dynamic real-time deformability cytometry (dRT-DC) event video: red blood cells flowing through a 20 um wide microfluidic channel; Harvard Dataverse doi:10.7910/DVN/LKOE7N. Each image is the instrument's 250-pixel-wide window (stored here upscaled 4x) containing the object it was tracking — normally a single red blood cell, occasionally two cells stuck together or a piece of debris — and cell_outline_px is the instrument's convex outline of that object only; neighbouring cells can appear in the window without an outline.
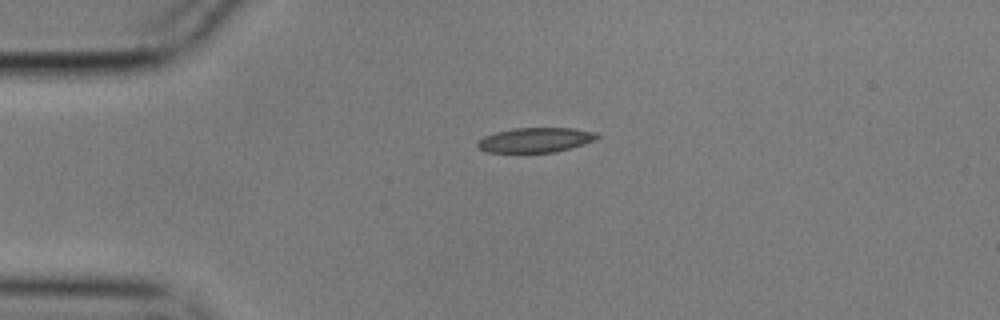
{"species": "common noctule bat (a hibernating species)", "species_latin": "Nyctalus noctula", "temperature_condition": "cold", "stored_images_in_passage": 45, "camera_frame_rate_fps": 3000, "um_per_image_px": 0.085, "animal": {"sex": "male", "body_mass_g": 17.9}, "frame": {"image": 1, "passage_image": 1, "time_ms": 0.0, "image_size_px": [1000, 320], "cell_outline_px": [[600, 136], [596, 140], [584, 144], [556, 152], [488, 152], [480, 148], [476, 144], [476, 140], [484, 136], [496, 132], [512, 128], [572, 128], [596, 132]], "centroid_in_image_um": [45.52, 11.89], "position_along_channel_um": 39.5, "area_um2": 17.28}}
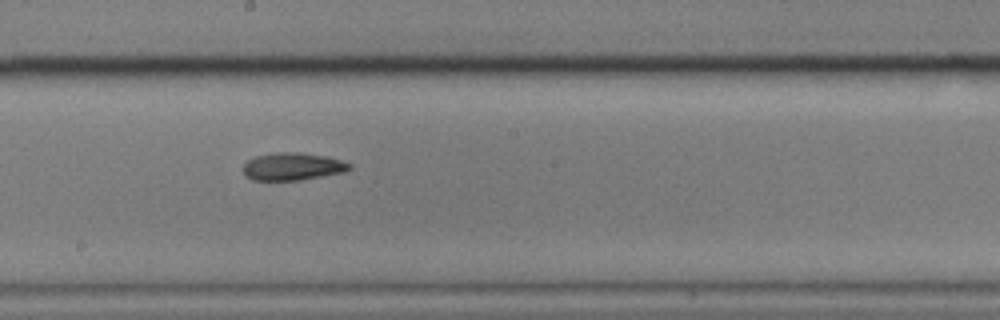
{"frame": {"image": 2, "passage_image": 19, "time_ms": 6.0, "image_size_px": [1000, 320], "cell_outline_px": [[352, 168], [344, 172], [300, 180], [252, 180], [244, 176], [244, 164], [248, 160], [256, 156], [276, 152], [296, 152], [328, 156], [352, 164]], "centroid_in_image_um": [24.88, 14.15], "position_along_channel_um": 223.3, "area_um2": 17.11}}
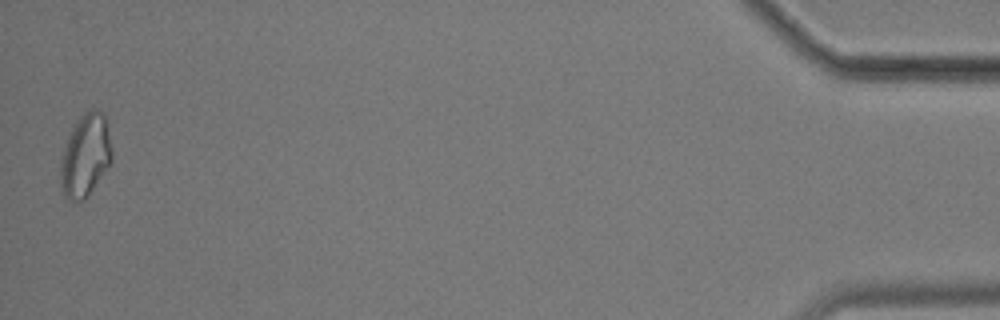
{"frame": {"image": 3, "passage_image": 44, "time_ms": 14.333, "image_size_px": [1000, 320], "cell_outline_px": [[112, 160], [88, 196], [84, 200], [68, 200], [64, 196], [60, 184], [60, 168], [64, 148], [68, 136], [76, 120], [84, 112], [92, 108], [96, 108], [104, 112], [108, 120], [112, 148]], "centroid_in_image_um": [7.28, 13.16], "position_along_channel_um": 427.9, "area_um2": 25.09}, "authors_computed_cell_mechanics": {"area_um2": 17.5134, "velocity_mm_per_s": 3.5209, "shape_relaxation_time_tau1_ms": 8.9431, "shape_relaxation_time_tau2_ms": 7.9115, "deformation_change_tau1": 0.1603, "deformation_change_tau2": 0.1456}}